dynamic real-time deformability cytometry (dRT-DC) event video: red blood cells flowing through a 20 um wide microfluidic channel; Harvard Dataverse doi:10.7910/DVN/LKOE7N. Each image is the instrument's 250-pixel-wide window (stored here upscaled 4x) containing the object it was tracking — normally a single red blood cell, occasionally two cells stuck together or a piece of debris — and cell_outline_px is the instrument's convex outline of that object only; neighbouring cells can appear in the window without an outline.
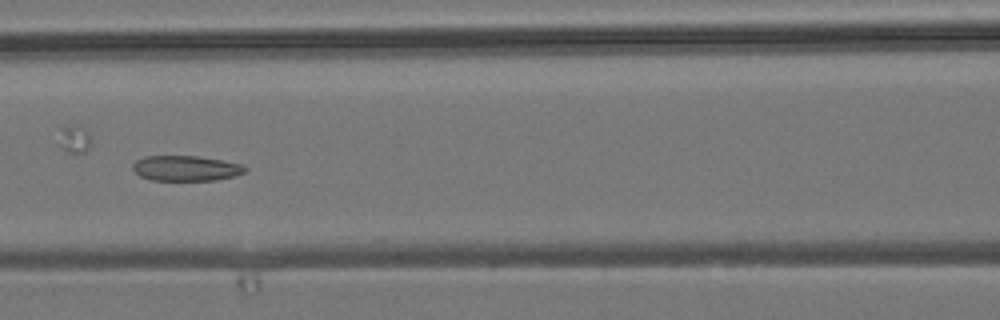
{"species": "common noctule bat (a hibernating species)", "species_latin": "Nyctalus noctula", "temperature_condition": "room temperature", "stored_images_in_passage": 38, "camera_frame_rate_fps": 3000, "um_per_image_px": 0.085, "animal": {"sex": "male", "body_mass_g": 19.2, "forearm_length_mm": 51.8}, "frame": {"image": 1, "passage_image": 17, "time_ms": 5.333, "image_size_px": [1000, 320], "cell_outline_px": [[248, 168], [244, 172], [236, 176], [216, 180], [152, 180], [140, 176], [132, 168], [132, 164], [136, 160], [144, 156], [196, 156], [220, 160], [240, 164]], "centroid_in_image_um": [15.78, 14.3], "position_along_channel_um": 150.8, "area_um2": 16.47}}
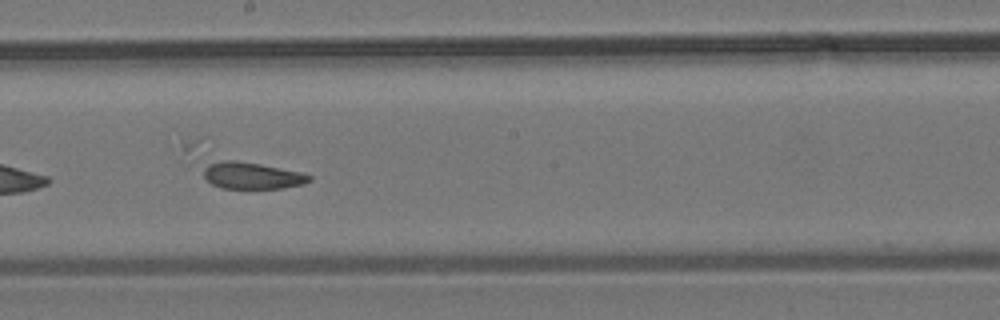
{"frame": {"image": 2, "passage_image": 23, "time_ms": 7.333, "image_size_px": [1000, 320], "cell_outline_px": [[312, 180], [304, 184], [284, 188], [220, 188], [212, 184], [204, 176], [204, 168], [208, 164], [224, 160], [236, 160], [260, 164], [300, 172], [312, 176]], "centroid_in_image_um": [21.43, 14.93], "position_along_channel_um": 226.8, "area_um2": 16.36}, "authors_computed_cell_mechanics": {"area_um2": 18.3515, "velocity_mm_per_s": 3.8429, "shape_relaxation_time_tau1_ms": null, "shape_relaxation_time_tau2_ms": 2.7007, "deformation_change_tau1": null, "deformation_change_tau2": 0.0925}}